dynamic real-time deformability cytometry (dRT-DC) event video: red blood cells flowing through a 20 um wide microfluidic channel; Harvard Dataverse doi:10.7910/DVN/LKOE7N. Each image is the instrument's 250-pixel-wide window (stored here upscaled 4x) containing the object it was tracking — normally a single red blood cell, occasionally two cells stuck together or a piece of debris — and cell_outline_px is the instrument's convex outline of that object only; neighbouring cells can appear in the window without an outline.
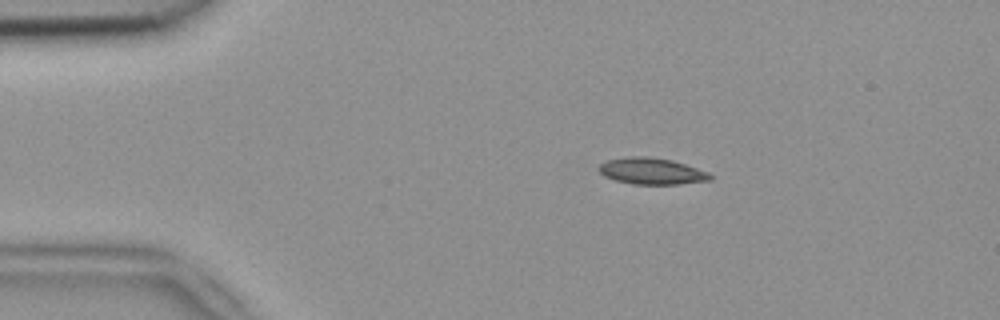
{"species": "common noctule bat (a hibernating species)", "species_latin": "Nyctalus noctula", "temperature_condition": "room temperature", "stored_images_in_passage": 8, "camera_frame_rate_fps": 3000, "um_per_image_px": 0.085, "animal": {"sex": "female", "body_mass_g": 18.4}, "frame": {"image": 1, "passage_image": 2, "time_ms": 0.333, "image_size_px": [1000, 320], "cell_outline_px": [[712, 180], [680, 184], [632, 184], [616, 180], [604, 176], [596, 168], [604, 160], [628, 156], [648, 156], [672, 160], [708, 172], [712, 176]], "centroid_in_image_um": [55.35, 14.54], "position_along_channel_um": 29.7, "area_um2": 17.28}}
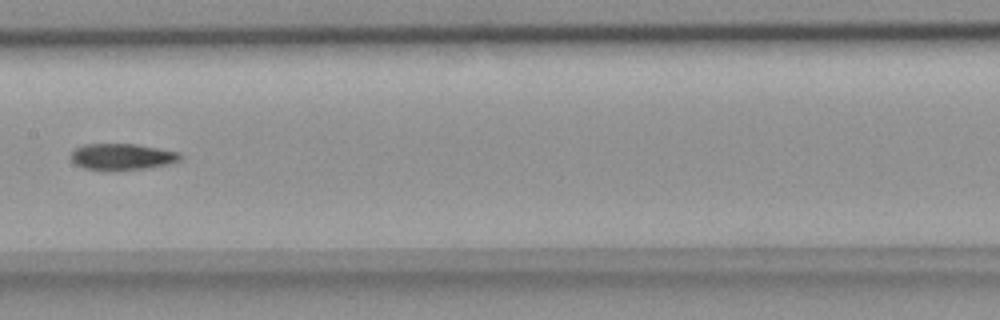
{"frame": {"image": 2, "passage_image": 7, "time_ms": 2.0, "image_size_px": [1000, 320], "cell_outline_px": [[180, 160], [168, 164], [144, 168], [112, 172], [104, 172], [84, 168], [76, 164], [68, 156], [76, 148], [84, 144], [136, 144], [180, 152]], "centroid_in_image_um": [10.32, 13.34], "position_along_channel_um": 197.1, "area_um2": 17.11}}
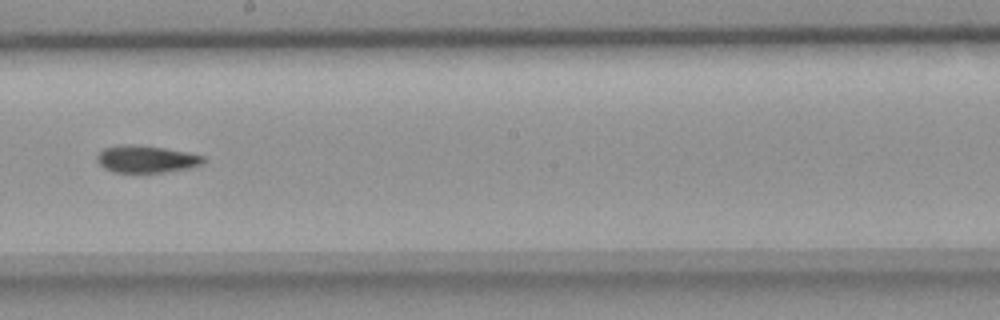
{"frame": {"image": 3, "passage_image": 8, "time_ms": 2.333, "image_size_px": [1000, 320], "cell_outline_px": [[208, 160], [204, 164], [188, 168], [164, 172], [112, 172], [104, 168], [96, 160], [96, 156], [104, 148], [120, 144], [140, 144], [188, 152], [204, 156]], "centroid_in_image_um": [12.45, 13.51], "position_along_channel_um": 235.7, "area_um2": 17.11}}